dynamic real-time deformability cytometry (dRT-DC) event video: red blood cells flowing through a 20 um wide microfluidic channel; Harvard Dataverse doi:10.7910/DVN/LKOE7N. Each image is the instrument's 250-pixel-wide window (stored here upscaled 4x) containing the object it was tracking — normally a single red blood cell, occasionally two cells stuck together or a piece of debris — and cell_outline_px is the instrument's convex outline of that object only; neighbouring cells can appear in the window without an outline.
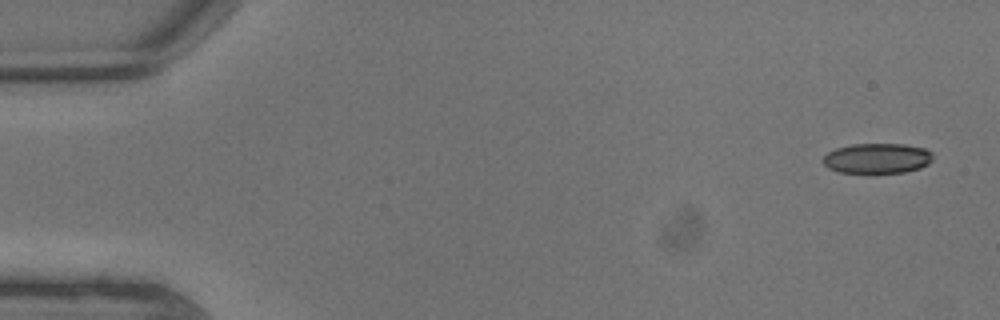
{"species": "common noctule bat (a hibernating species)", "species_latin": "Nyctalus noctula", "temperature_condition": "warm", "stored_images_in_passage": 6, "camera_frame_rate_fps": 3000, "um_per_image_px": 0.085, "animal": {"sex": "male", "body_mass_g": 13.3}, "frame": {"image": 1, "passage_image": 1, "time_ms": 0.0, "image_size_px": [1000, 320], "cell_outline_px": [[932, 160], [928, 164], [920, 168], [904, 172], [840, 172], [828, 168], [824, 164], [824, 156], [828, 152], [836, 148], [852, 144], [904, 144], [924, 148], [932, 152]], "centroid_in_image_um": [74.58, 13.44], "position_along_channel_um": 10.4, "area_um2": 19.13}}
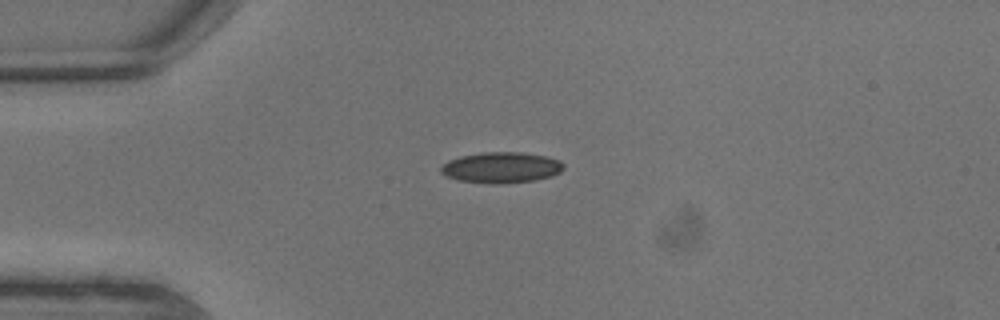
{"frame": {"image": 2, "passage_image": 5, "time_ms": 1.333, "image_size_px": [1000, 320], "cell_outline_px": [[564, 168], [560, 172], [552, 176], [536, 180], [496, 184], [492, 184], [460, 180], [448, 176], [440, 172], [440, 168], [448, 160], [460, 156], [484, 152], [520, 152], [544, 156], [560, 160], [564, 164]], "centroid_in_image_um": [42.63, 14.24], "position_along_channel_um": 42.4, "area_um2": 21.96}}